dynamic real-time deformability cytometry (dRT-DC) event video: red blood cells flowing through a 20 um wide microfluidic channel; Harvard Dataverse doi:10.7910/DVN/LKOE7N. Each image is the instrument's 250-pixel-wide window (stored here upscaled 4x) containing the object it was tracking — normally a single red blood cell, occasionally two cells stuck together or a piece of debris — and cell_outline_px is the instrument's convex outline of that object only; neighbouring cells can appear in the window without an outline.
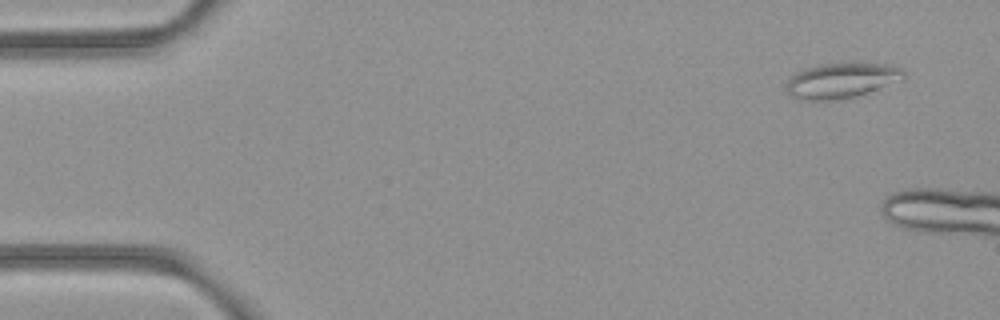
{"species": "common noctule bat (a hibernating species)", "species_latin": "Nyctalus noctula", "temperature_condition": "room temperature", "stored_images_in_passage": 2, "camera_frame_rate_fps": 3000, "um_per_image_px": 0.085, "animal": {"sex": "female", "body_mass_g": 21.9}, "frame": {"image": 1, "passage_image": 1, "time_ms": 0.0, "image_size_px": [1000, 320], "cell_outline_px": [[904, 80], [856, 96], [836, 100], [800, 100], [792, 96], [788, 92], [788, 80], [796, 72], [808, 68], [828, 64], [892, 64], [900, 68], [904, 72]], "centroid_in_image_um": [71.57, 6.86], "position_along_channel_um": 13.4, "area_um2": 23.64}}